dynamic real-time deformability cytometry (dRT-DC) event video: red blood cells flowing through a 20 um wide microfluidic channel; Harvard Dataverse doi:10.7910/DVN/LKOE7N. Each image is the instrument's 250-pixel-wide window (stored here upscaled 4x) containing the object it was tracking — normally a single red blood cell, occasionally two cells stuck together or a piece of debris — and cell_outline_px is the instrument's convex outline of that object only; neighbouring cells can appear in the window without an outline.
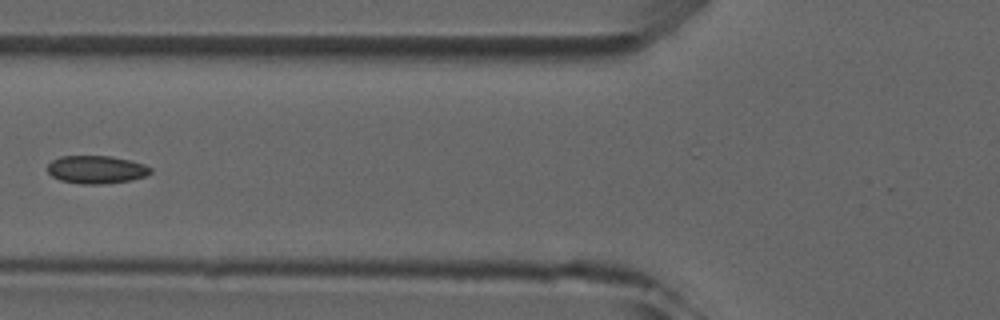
{"species": "common noctule bat (a hibernating species)", "species_latin": "Nyctalus noctula", "temperature_condition": "room temperature", "stored_images_in_passage": 4, "camera_frame_rate_fps": 3000, "um_per_image_px": 0.085, "animal": {"sex": "male", "forearm_length_mm": 52.5}, "frame": {"image": 1, "passage_image": 4, "time_ms": 4.333, "image_size_px": [1000, 320], "cell_outline_px": [[152, 172], [148, 176], [132, 180], [100, 184], [80, 184], [60, 180], [52, 176], [48, 172], [48, 164], [52, 160], [60, 156], [112, 156], [144, 164], [152, 168]], "centroid_in_image_um": [8.21, 14.41], "position_along_channel_um": 117.6, "area_um2": 16.88}}